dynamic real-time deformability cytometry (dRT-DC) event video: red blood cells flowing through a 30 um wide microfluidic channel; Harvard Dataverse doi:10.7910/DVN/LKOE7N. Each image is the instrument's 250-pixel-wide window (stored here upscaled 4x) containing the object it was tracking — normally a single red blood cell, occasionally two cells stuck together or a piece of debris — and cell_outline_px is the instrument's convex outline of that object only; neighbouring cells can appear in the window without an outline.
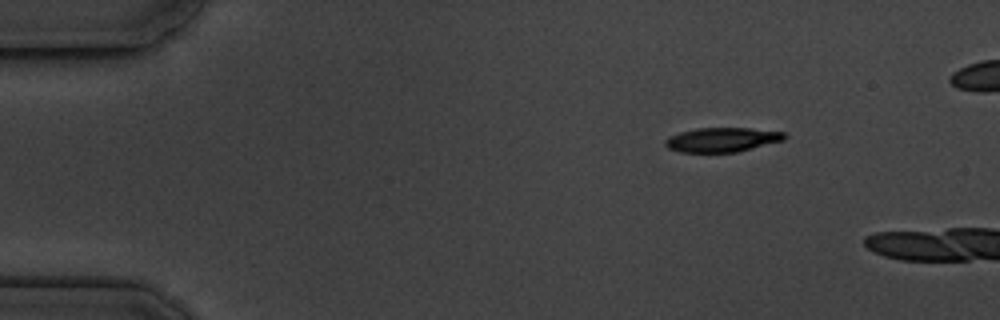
{"species": "common noctule bat (a hibernating species)", "species_latin": "Nyctalus noctula", "temperature_condition": "cold", "stored_images_in_passage": 14, "camera_frame_rate_fps": 3000, "um_per_image_px": 0.085, "animal": {"sex": "male", "body_mass_g": 19.5, "forearm_length_mm": 54.6}, "frame": {"image": 1, "passage_image": 1, "time_ms": 0.0, "image_size_px": [1000, 320], "cell_outline_px": [[788, 136], [784, 140], [736, 152], [680, 152], [668, 148], [664, 144], [664, 140], [668, 136], [680, 132], [696, 128], [748, 128], [784, 132]], "centroid_in_image_um": [61.35, 11.87], "position_along_channel_um": 23.7, "area_um2": 16.94}}
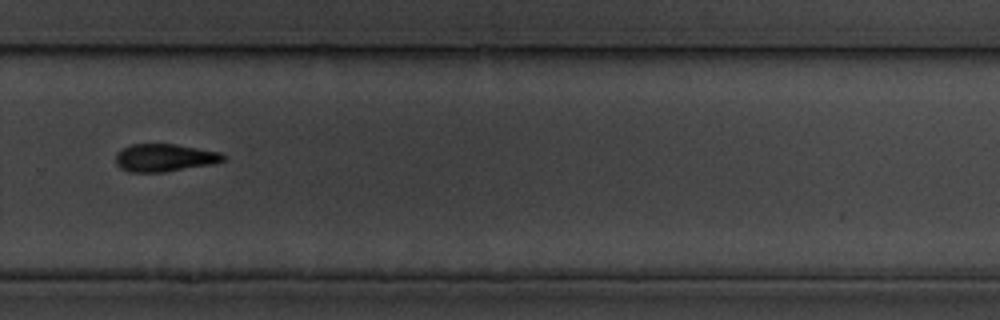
{"frame": {"image": 2, "passage_image": 10, "time_ms": 10.333, "image_size_px": [1000, 320], "cell_outline_px": [[228, 156], [224, 160], [216, 164], [164, 172], [128, 172], [120, 168], [116, 164], [116, 152], [132, 144], [172, 144], [224, 152]], "centroid_in_image_um": [14.05, 13.41], "position_along_channel_um": 315.8, "area_um2": 17.63}, "authors_computed_cell_mechanics": {"area_um2": 17.918, "velocity_mm_per_s": 3.5856, "shape_relaxation_time_tau1_ms": 2.6882, "shape_relaxation_time_tau2_ms": null, "deformation_change_tau1": 0.0925, "deformation_change_tau2": null}}